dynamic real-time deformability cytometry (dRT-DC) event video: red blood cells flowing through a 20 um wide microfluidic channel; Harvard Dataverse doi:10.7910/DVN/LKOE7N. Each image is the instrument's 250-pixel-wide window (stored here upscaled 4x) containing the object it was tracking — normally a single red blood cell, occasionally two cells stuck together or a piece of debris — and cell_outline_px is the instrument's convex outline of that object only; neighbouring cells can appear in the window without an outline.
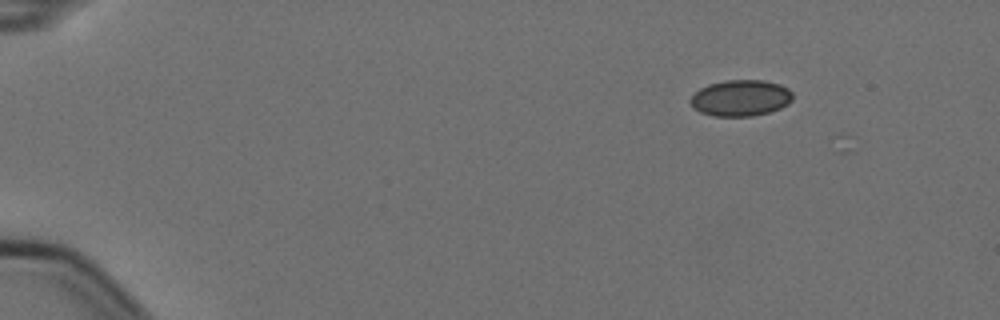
{"species": "Egyptian fruit bat (a non-hibernating species)", "species_latin": "Rousettus aegyptiacus", "temperature_condition": "cold", "stored_images_in_passage": 3, "camera_frame_rate_fps": 3000, "um_per_image_px": 0.085, "animal": {"sex": "female"}, "frame": {"image": 1, "passage_image": 2, "time_ms": 0.333, "image_size_px": [1000, 320], "cell_outline_px": [[792, 100], [788, 104], [780, 108], [768, 112], [752, 116], [712, 116], [700, 112], [692, 108], [688, 100], [700, 88], [708, 84], [724, 80], [764, 80], [780, 84], [788, 88], [792, 92]], "centroid_in_image_um": [62.93, 8.33], "position_along_channel_um": 22.1, "area_um2": 21.79}}